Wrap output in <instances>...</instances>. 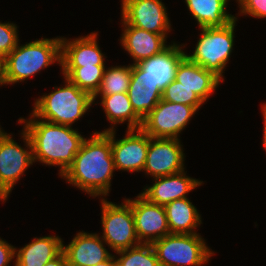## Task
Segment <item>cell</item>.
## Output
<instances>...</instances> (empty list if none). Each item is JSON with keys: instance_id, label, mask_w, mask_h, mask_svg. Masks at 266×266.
<instances>
[{"instance_id": "7", "label": "cell", "mask_w": 266, "mask_h": 266, "mask_svg": "<svg viewBox=\"0 0 266 266\" xmlns=\"http://www.w3.org/2000/svg\"><path fill=\"white\" fill-rule=\"evenodd\" d=\"M101 205L103 234L100 237L112 251L116 253L141 244L136 234L132 208L125 200L115 204L102 198Z\"/></svg>"}, {"instance_id": "15", "label": "cell", "mask_w": 266, "mask_h": 266, "mask_svg": "<svg viewBox=\"0 0 266 266\" xmlns=\"http://www.w3.org/2000/svg\"><path fill=\"white\" fill-rule=\"evenodd\" d=\"M122 25L120 43L133 59L134 65L162 53L170 46V44L166 45L167 35L148 32L129 24Z\"/></svg>"}, {"instance_id": "5", "label": "cell", "mask_w": 266, "mask_h": 266, "mask_svg": "<svg viewBox=\"0 0 266 266\" xmlns=\"http://www.w3.org/2000/svg\"><path fill=\"white\" fill-rule=\"evenodd\" d=\"M236 19L224 27L199 28L200 38L193 53L185 56L224 81L223 73L234 46Z\"/></svg>"}, {"instance_id": "36", "label": "cell", "mask_w": 266, "mask_h": 266, "mask_svg": "<svg viewBox=\"0 0 266 266\" xmlns=\"http://www.w3.org/2000/svg\"><path fill=\"white\" fill-rule=\"evenodd\" d=\"M4 130H2V127H0V134L3 132Z\"/></svg>"}, {"instance_id": "29", "label": "cell", "mask_w": 266, "mask_h": 266, "mask_svg": "<svg viewBox=\"0 0 266 266\" xmlns=\"http://www.w3.org/2000/svg\"><path fill=\"white\" fill-rule=\"evenodd\" d=\"M17 25L0 21V62L17 46L19 42Z\"/></svg>"}, {"instance_id": "6", "label": "cell", "mask_w": 266, "mask_h": 266, "mask_svg": "<svg viewBox=\"0 0 266 266\" xmlns=\"http://www.w3.org/2000/svg\"><path fill=\"white\" fill-rule=\"evenodd\" d=\"M199 233H170L151 245L160 266H203L215 253Z\"/></svg>"}, {"instance_id": "32", "label": "cell", "mask_w": 266, "mask_h": 266, "mask_svg": "<svg viewBox=\"0 0 266 266\" xmlns=\"http://www.w3.org/2000/svg\"><path fill=\"white\" fill-rule=\"evenodd\" d=\"M44 266H68L64 252L62 251L57 257L48 261Z\"/></svg>"}, {"instance_id": "19", "label": "cell", "mask_w": 266, "mask_h": 266, "mask_svg": "<svg viewBox=\"0 0 266 266\" xmlns=\"http://www.w3.org/2000/svg\"><path fill=\"white\" fill-rule=\"evenodd\" d=\"M174 80L181 82L183 86L195 92L204 103L223 82L213 72L191 62L186 56L179 61Z\"/></svg>"}, {"instance_id": "22", "label": "cell", "mask_w": 266, "mask_h": 266, "mask_svg": "<svg viewBox=\"0 0 266 266\" xmlns=\"http://www.w3.org/2000/svg\"><path fill=\"white\" fill-rule=\"evenodd\" d=\"M100 104L103 107L107 121L111 127L102 132L116 130L117 124L127 123V130L141 129L143 120L135 113L129 99L128 92L111 95H100ZM113 125V126H112Z\"/></svg>"}, {"instance_id": "11", "label": "cell", "mask_w": 266, "mask_h": 266, "mask_svg": "<svg viewBox=\"0 0 266 266\" xmlns=\"http://www.w3.org/2000/svg\"><path fill=\"white\" fill-rule=\"evenodd\" d=\"M124 199L132 208L140 243L152 244L170 234L165 207L148 201L140 193L133 200Z\"/></svg>"}, {"instance_id": "28", "label": "cell", "mask_w": 266, "mask_h": 266, "mask_svg": "<svg viewBox=\"0 0 266 266\" xmlns=\"http://www.w3.org/2000/svg\"><path fill=\"white\" fill-rule=\"evenodd\" d=\"M161 99L167 102L193 106L196 110H199L204 104L195 92L174 79L163 89Z\"/></svg>"}, {"instance_id": "16", "label": "cell", "mask_w": 266, "mask_h": 266, "mask_svg": "<svg viewBox=\"0 0 266 266\" xmlns=\"http://www.w3.org/2000/svg\"><path fill=\"white\" fill-rule=\"evenodd\" d=\"M186 173L184 170L177 174L154 178V183L146 186L140 194L148 201L162 206L180 198H187V194L203 185V181L189 177Z\"/></svg>"}, {"instance_id": "9", "label": "cell", "mask_w": 266, "mask_h": 266, "mask_svg": "<svg viewBox=\"0 0 266 266\" xmlns=\"http://www.w3.org/2000/svg\"><path fill=\"white\" fill-rule=\"evenodd\" d=\"M197 110L193 106L163 99L143 119L141 129L152 138L180 139Z\"/></svg>"}, {"instance_id": "3", "label": "cell", "mask_w": 266, "mask_h": 266, "mask_svg": "<svg viewBox=\"0 0 266 266\" xmlns=\"http://www.w3.org/2000/svg\"><path fill=\"white\" fill-rule=\"evenodd\" d=\"M57 62L61 65V37L41 38L17 46L0 62V85L24 82Z\"/></svg>"}, {"instance_id": "27", "label": "cell", "mask_w": 266, "mask_h": 266, "mask_svg": "<svg viewBox=\"0 0 266 266\" xmlns=\"http://www.w3.org/2000/svg\"><path fill=\"white\" fill-rule=\"evenodd\" d=\"M114 255L116 266H160L151 244L141 243Z\"/></svg>"}, {"instance_id": "25", "label": "cell", "mask_w": 266, "mask_h": 266, "mask_svg": "<svg viewBox=\"0 0 266 266\" xmlns=\"http://www.w3.org/2000/svg\"><path fill=\"white\" fill-rule=\"evenodd\" d=\"M62 74L79 89L87 91L92 96L98 91L106 69L105 65L89 67H61Z\"/></svg>"}, {"instance_id": "18", "label": "cell", "mask_w": 266, "mask_h": 266, "mask_svg": "<svg viewBox=\"0 0 266 266\" xmlns=\"http://www.w3.org/2000/svg\"><path fill=\"white\" fill-rule=\"evenodd\" d=\"M163 89L139 64H132L128 89L130 103L135 113L143 120L162 98Z\"/></svg>"}, {"instance_id": "14", "label": "cell", "mask_w": 266, "mask_h": 266, "mask_svg": "<svg viewBox=\"0 0 266 266\" xmlns=\"http://www.w3.org/2000/svg\"><path fill=\"white\" fill-rule=\"evenodd\" d=\"M105 245L99 234L80 231L68 245L63 244V252L68 266H94L112 256Z\"/></svg>"}, {"instance_id": "13", "label": "cell", "mask_w": 266, "mask_h": 266, "mask_svg": "<svg viewBox=\"0 0 266 266\" xmlns=\"http://www.w3.org/2000/svg\"><path fill=\"white\" fill-rule=\"evenodd\" d=\"M116 131H110L111 154L116 170L142 172L145 163L150 136L142 129L127 130L121 139L116 138Z\"/></svg>"}, {"instance_id": "23", "label": "cell", "mask_w": 266, "mask_h": 266, "mask_svg": "<svg viewBox=\"0 0 266 266\" xmlns=\"http://www.w3.org/2000/svg\"><path fill=\"white\" fill-rule=\"evenodd\" d=\"M230 0H185L186 5L200 28L224 27L236 16L227 12Z\"/></svg>"}, {"instance_id": "30", "label": "cell", "mask_w": 266, "mask_h": 266, "mask_svg": "<svg viewBox=\"0 0 266 266\" xmlns=\"http://www.w3.org/2000/svg\"><path fill=\"white\" fill-rule=\"evenodd\" d=\"M240 15H249L254 18H266V0H236Z\"/></svg>"}, {"instance_id": "12", "label": "cell", "mask_w": 266, "mask_h": 266, "mask_svg": "<svg viewBox=\"0 0 266 266\" xmlns=\"http://www.w3.org/2000/svg\"><path fill=\"white\" fill-rule=\"evenodd\" d=\"M180 139L150 137L143 171L153 178L177 174L185 169Z\"/></svg>"}, {"instance_id": "31", "label": "cell", "mask_w": 266, "mask_h": 266, "mask_svg": "<svg viewBox=\"0 0 266 266\" xmlns=\"http://www.w3.org/2000/svg\"><path fill=\"white\" fill-rule=\"evenodd\" d=\"M15 248L0 237V266H10L9 263L15 257Z\"/></svg>"}, {"instance_id": "34", "label": "cell", "mask_w": 266, "mask_h": 266, "mask_svg": "<svg viewBox=\"0 0 266 266\" xmlns=\"http://www.w3.org/2000/svg\"><path fill=\"white\" fill-rule=\"evenodd\" d=\"M94 266H116L114 255H112L108 260L101 262L99 264H96Z\"/></svg>"}, {"instance_id": "8", "label": "cell", "mask_w": 266, "mask_h": 266, "mask_svg": "<svg viewBox=\"0 0 266 266\" xmlns=\"http://www.w3.org/2000/svg\"><path fill=\"white\" fill-rule=\"evenodd\" d=\"M12 135L5 131L0 134V193L6 199L26 169L35 163L27 132L24 129L21 132L25 148L15 142Z\"/></svg>"}, {"instance_id": "2", "label": "cell", "mask_w": 266, "mask_h": 266, "mask_svg": "<svg viewBox=\"0 0 266 266\" xmlns=\"http://www.w3.org/2000/svg\"><path fill=\"white\" fill-rule=\"evenodd\" d=\"M20 117L18 122L30 137L34 162L59 166L60 177L73 164L84 137L71 126L51 123L35 117Z\"/></svg>"}, {"instance_id": "24", "label": "cell", "mask_w": 266, "mask_h": 266, "mask_svg": "<svg viewBox=\"0 0 266 266\" xmlns=\"http://www.w3.org/2000/svg\"><path fill=\"white\" fill-rule=\"evenodd\" d=\"M170 233L196 234L194 230L202 223L197 208L188 198L174 200L165 206Z\"/></svg>"}, {"instance_id": "1", "label": "cell", "mask_w": 266, "mask_h": 266, "mask_svg": "<svg viewBox=\"0 0 266 266\" xmlns=\"http://www.w3.org/2000/svg\"><path fill=\"white\" fill-rule=\"evenodd\" d=\"M114 171L110 131H96L84 139L73 164L61 177L91 197L99 198L108 196Z\"/></svg>"}, {"instance_id": "10", "label": "cell", "mask_w": 266, "mask_h": 266, "mask_svg": "<svg viewBox=\"0 0 266 266\" xmlns=\"http://www.w3.org/2000/svg\"><path fill=\"white\" fill-rule=\"evenodd\" d=\"M122 24L160 35L172 30L167 8L162 0H121Z\"/></svg>"}, {"instance_id": "35", "label": "cell", "mask_w": 266, "mask_h": 266, "mask_svg": "<svg viewBox=\"0 0 266 266\" xmlns=\"http://www.w3.org/2000/svg\"><path fill=\"white\" fill-rule=\"evenodd\" d=\"M6 200L7 199L0 193V201H3V202L5 201L6 202Z\"/></svg>"}, {"instance_id": "4", "label": "cell", "mask_w": 266, "mask_h": 266, "mask_svg": "<svg viewBox=\"0 0 266 266\" xmlns=\"http://www.w3.org/2000/svg\"><path fill=\"white\" fill-rule=\"evenodd\" d=\"M64 78V86H54V91L35 100L32 114L51 123L72 127L95 103L90 93Z\"/></svg>"}, {"instance_id": "20", "label": "cell", "mask_w": 266, "mask_h": 266, "mask_svg": "<svg viewBox=\"0 0 266 266\" xmlns=\"http://www.w3.org/2000/svg\"><path fill=\"white\" fill-rule=\"evenodd\" d=\"M63 243L56 235L35 237L21 249L15 248L14 266H44L63 251Z\"/></svg>"}, {"instance_id": "33", "label": "cell", "mask_w": 266, "mask_h": 266, "mask_svg": "<svg viewBox=\"0 0 266 266\" xmlns=\"http://www.w3.org/2000/svg\"><path fill=\"white\" fill-rule=\"evenodd\" d=\"M262 108H261V112H262V116H263V122H264V128H263V143H262V145L264 146V149H265V151H266V103L265 104H263L262 106H261Z\"/></svg>"}, {"instance_id": "21", "label": "cell", "mask_w": 266, "mask_h": 266, "mask_svg": "<svg viewBox=\"0 0 266 266\" xmlns=\"http://www.w3.org/2000/svg\"><path fill=\"white\" fill-rule=\"evenodd\" d=\"M184 45L176 42L162 53L142 61L139 65L164 89L173 79L179 61L185 56Z\"/></svg>"}, {"instance_id": "26", "label": "cell", "mask_w": 266, "mask_h": 266, "mask_svg": "<svg viewBox=\"0 0 266 266\" xmlns=\"http://www.w3.org/2000/svg\"><path fill=\"white\" fill-rule=\"evenodd\" d=\"M132 73V64L112 66L105 69L98 91L93 95V102L99 95H111L128 92Z\"/></svg>"}, {"instance_id": "17", "label": "cell", "mask_w": 266, "mask_h": 266, "mask_svg": "<svg viewBox=\"0 0 266 266\" xmlns=\"http://www.w3.org/2000/svg\"><path fill=\"white\" fill-rule=\"evenodd\" d=\"M98 32L80 36L76 39L61 37V65L60 67H89L105 65V54L97 43Z\"/></svg>"}]
</instances>
